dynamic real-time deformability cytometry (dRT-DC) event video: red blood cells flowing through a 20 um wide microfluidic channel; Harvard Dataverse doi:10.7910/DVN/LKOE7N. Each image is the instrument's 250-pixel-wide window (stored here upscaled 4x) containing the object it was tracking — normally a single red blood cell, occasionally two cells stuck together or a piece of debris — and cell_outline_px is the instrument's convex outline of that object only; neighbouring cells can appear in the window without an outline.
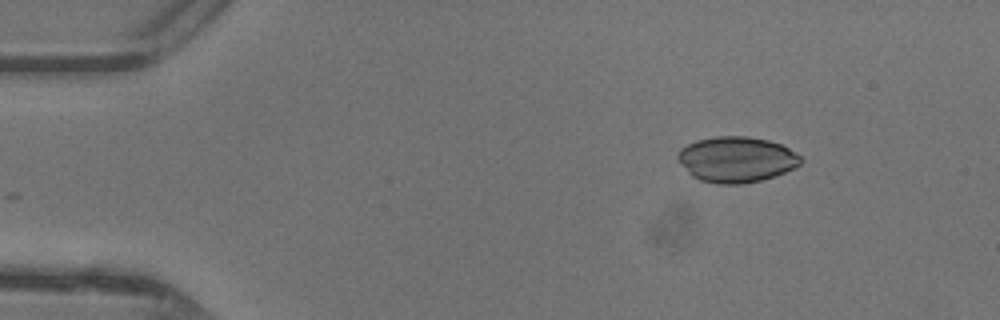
{"species": "common noctule bat (a hibernating species)", "species_latin": "Nyctalus noctula", "temperature_condition": "warm", "stored_images_in_passage": 41, "camera_frame_rate_fps": 3000, "um_per_image_px": 0.085, "animal": {"sex": "female"}, "frame": {"image": 1, "passage_image": 1, "time_ms": 0.0, "image_size_px": [1000, 320], "cell_outline_px": [[804, 160], [800, 164], [784, 172], [760, 180], [740, 184], [716, 184], [700, 180], [692, 176], [680, 164], [676, 156], [680, 148], [696, 140], [716, 136], [748, 136], [768, 140], [780, 144], [788, 148], [800, 156]], "centroid_in_image_um": [62.56, 13.54], "position_along_channel_um": 22.4, "area_um2": 32.66}}
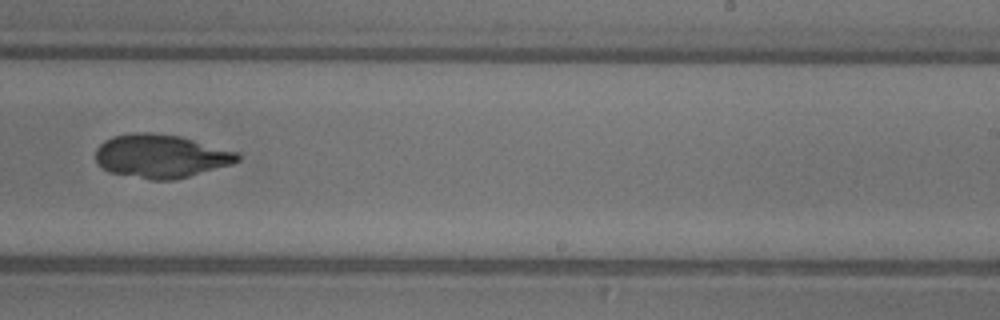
{"frame": {"image": 2, "passage_image": 24, "time_ms": 7.667, "image_size_px": [1000, 320], "cell_outline_px": [[240, 160], [232, 164], [188, 176], [172, 180], [152, 180], [108, 172], [96, 164], [96, 148], [104, 140], [112, 136], [132, 132], [148, 132], [180, 136], [240, 152]], "centroid_in_image_um": [13.66, 13.26], "position_along_channel_um": 275.3, "area_um2": 36.18}}
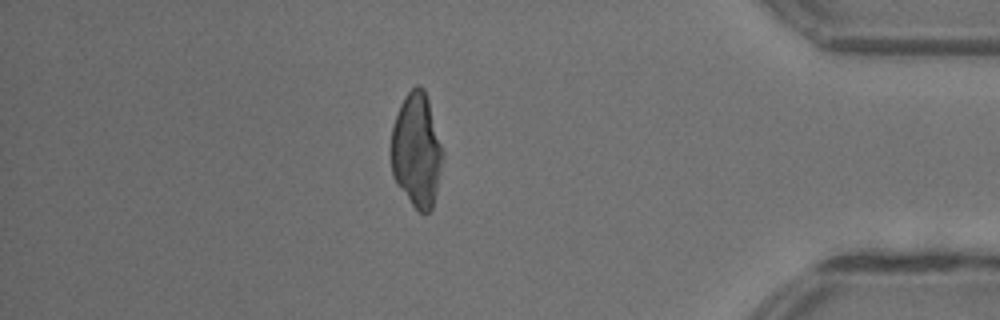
{"frame": {"image": 3, "passage_image": 35, "time_ms": 11.333, "image_size_px": [1000, 320], "cell_outline_px": [[444, 156], [432, 208], [424, 216], [412, 204], [396, 184], [392, 176], [392, 128], [400, 104], [404, 96], [416, 84], [420, 84], [424, 88], [428, 100], [444, 152]], "centroid_in_image_um": [35.42, 12.77], "position_along_channel_um": 399.8, "area_um2": 34.28}}